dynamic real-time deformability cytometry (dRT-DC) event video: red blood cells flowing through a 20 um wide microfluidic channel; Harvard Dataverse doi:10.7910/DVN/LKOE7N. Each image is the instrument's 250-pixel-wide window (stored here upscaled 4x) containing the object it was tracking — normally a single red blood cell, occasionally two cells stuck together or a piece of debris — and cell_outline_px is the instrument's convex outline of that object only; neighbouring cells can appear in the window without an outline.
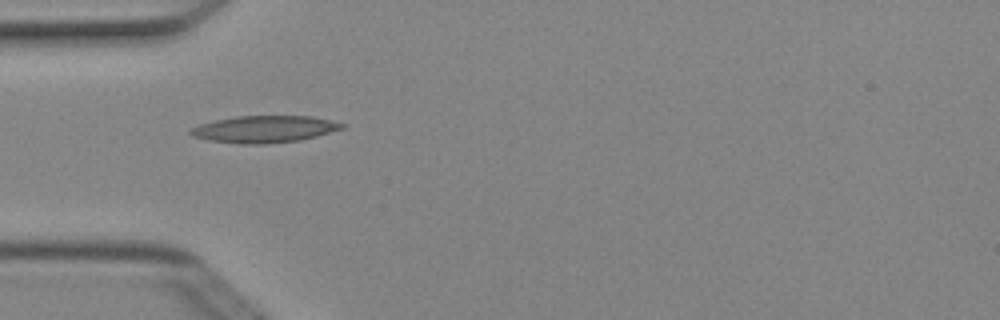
{"species": "Egyptian fruit bat (a non-hibernating species)", "species_latin": "Rousettus aegyptiacus", "temperature_condition": "cold", "stored_images_in_passage": 7, "camera_frame_rate_fps": 3000, "um_per_image_px": 0.085, "animal": {"sex": "female"}, "frame": {"image": 1, "passage_image": 4, "time_ms": 1.0, "image_size_px": [1000, 320], "cell_outline_px": [[344, 128], [316, 136], [300, 140], [264, 144], [240, 144], [208, 140], [192, 136], [188, 132], [192, 128], [200, 124], [216, 120], [236, 116], [312, 116], [344, 124]], "centroid_in_image_um": [22.44, 10.98], "position_along_channel_um": 62.6, "area_um2": 23.58}}
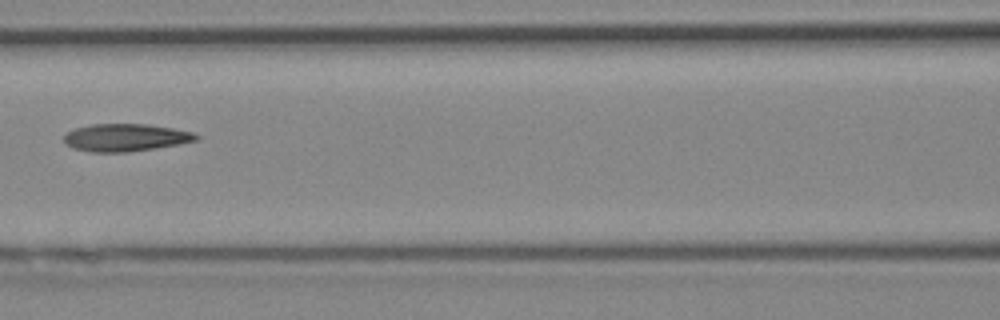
{"frame": {"image": 2, "passage_image": 6, "time_ms": 1.667, "image_size_px": [1000, 320], "cell_outline_px": [[200, 136], [196, 140], [180, 144], [128, 152], [92, 152], [72, 148], [64, 144], [64, 136], [68, 132], [76, 128], [92, 124], [148, 124], [172, 128], [192, 132]], "centroid_in_image_um": [10.65, 11.69], "position_along_channel_um": 155.9, "area_um2": 21.15}}
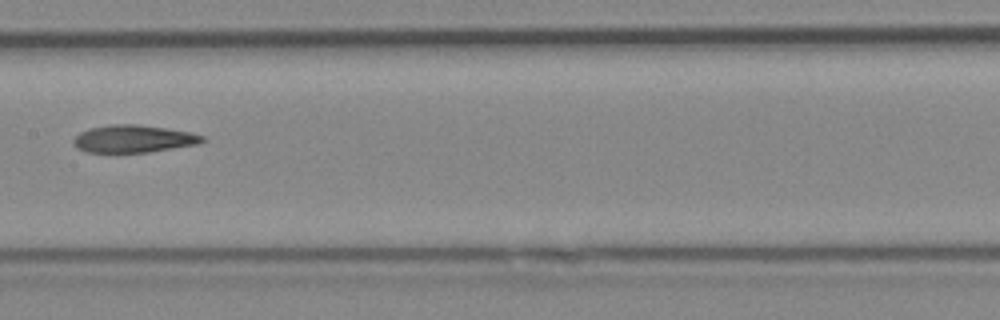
{"frame": {"image": 3, "passage_image": 7, "time_ms": 2.0, "image_size_px": [1000, 320], "cell_outline_px": [[208, 140], [196, 144], [148, 152], [84, 152], [76, 148], [72, 144], [72, 140], [80, 132], [88, 128], [112, 124], [136, 124], [164, 128], [188, 132], [204, 136]], "centroid_in_image_um": [11.29, 11.8], "position_along_channel_um": 196.1, "area_um2": 20.58}}